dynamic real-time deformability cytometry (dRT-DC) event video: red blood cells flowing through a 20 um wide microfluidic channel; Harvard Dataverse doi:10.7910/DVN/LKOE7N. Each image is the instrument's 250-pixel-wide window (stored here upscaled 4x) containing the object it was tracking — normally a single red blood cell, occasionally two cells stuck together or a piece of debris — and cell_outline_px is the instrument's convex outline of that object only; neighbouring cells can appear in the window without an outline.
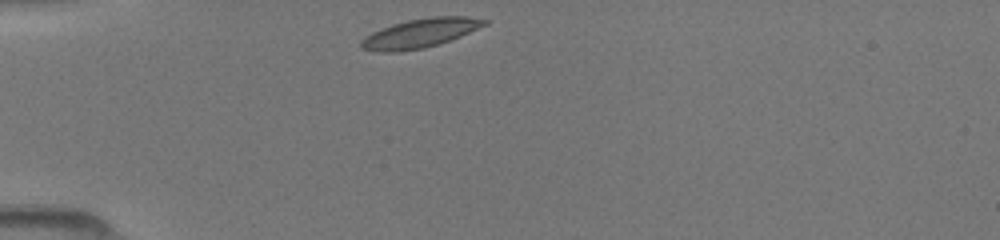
{"species": "common noctule bat (a hibernating species)", "species_latin": "Nyctalus noctula", "temperature_condition": "room temperature", "stored_images_in_passage": 32, "camera_frame_rate_fps": 3000, "um_per_image_px": 0.085, "animal": {"sex": "female", "body_mass_g": 19.5, "forearm_length_mm": 54.1}, "frame": {"image": 1, "passage_image": 1, "time_ms": 0.0, "image_size_px": [1000, 240], "cell_outline_px": [[488, 24], [460, 36], [424, 48], [396, 52], [380, 52], [360, 48], [360, 40], [364, 36], [372, 32], [392, 24], [408, 20], [432, 16], [468, 16], [488, 20]], "centroid_in_image_um": [35.68, 2.81], "position_along_channel_um": 49.3, "area_um2": 20.81}}
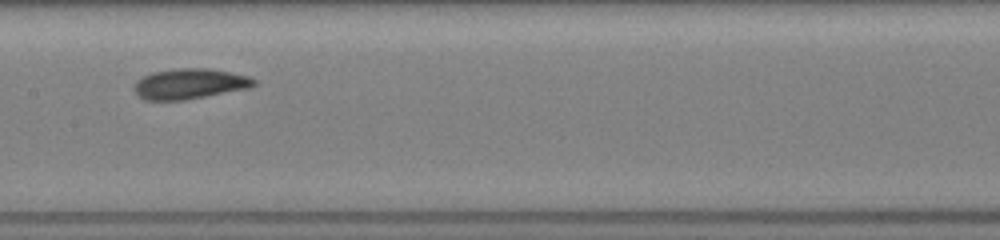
{"frame": {"image": 2, "passage_image": 13, "time_ms": 4.0, "image_size_px": [1000, 240], "cell_outline_px": [[256, 84], [252, 88], [184, 100], [144, 100], [132, 88], [132, 84], [136, 80], [152, 72], [180, 68], [208, 68], [232, 72], [248, 76], [256, 80]], "centroid_in_image_um": [16.13, 7.12], "position_along_channel_um": 191.3, "area_um2": 21.44}}
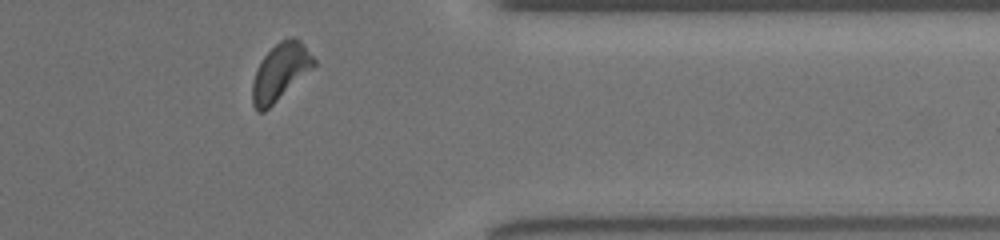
{"frame": {"image": 3, "passage_image": 28, "time_ms": 9.0, "image_size_px": [1000, 240], "cell_outline_px": [[316, 64], [312, 68], [264, 112], [256, 112], [252, 104], [252, 80], [264, 56], [280, 40], [292, 36], [296, 36], [304, 44], [316, 60]], "centroid_in_image_um": [23.82, 6.1], "position_along_channel_um": 387.6, "area_um2": 20.11}}